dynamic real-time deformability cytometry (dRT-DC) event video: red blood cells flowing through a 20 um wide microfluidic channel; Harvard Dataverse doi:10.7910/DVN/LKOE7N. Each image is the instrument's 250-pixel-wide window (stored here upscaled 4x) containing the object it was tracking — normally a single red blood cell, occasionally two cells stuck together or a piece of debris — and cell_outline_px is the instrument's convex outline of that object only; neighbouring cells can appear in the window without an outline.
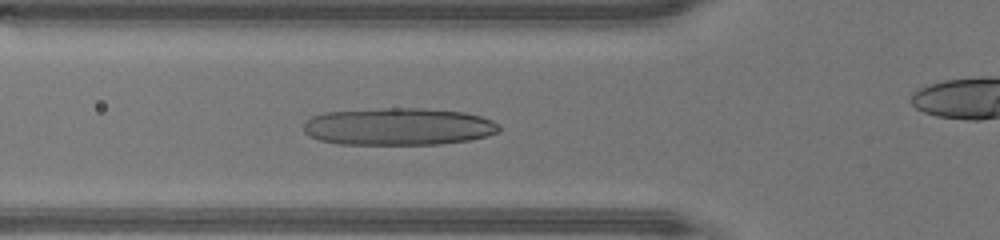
{"species": "human", "species_latin": "Homo sapiens", "temperature_condition": "warm", "stored_images_in_passage": 38, "camera_frame_rate_fps": 3000, "um_per_image_px": 0.085, "donor": {"sex": "male"}, "frame": {"image": 1, "passage_image": 16, "time_ms": 5.0, "image_size_px": [1000, 240], "cell_outline_px": [[500, 128], [496, 132], [488, 136], [472, 140], [440, 144], [340, 144], [320, 140], [308, 136], [304, 132], [304, 124], [312, 116], [324, 112], [380, 108], [424, 108], [464, 112], [480, 116], [492, 120], [500, 124]], "centroid_in_image_um": [33.88, 10.76], "position_along_channel_um": 91.9, "area_um2": 42.77}}
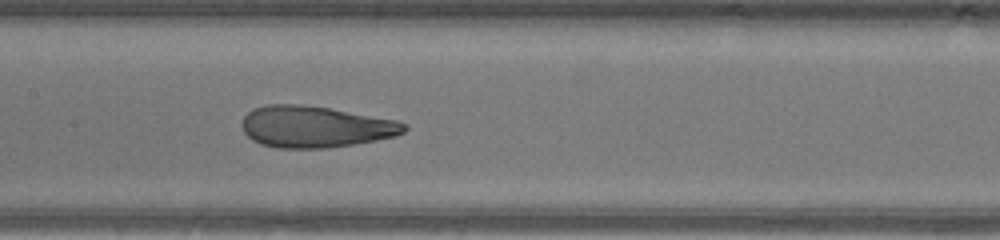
{"frame": {"image": 2, "passage_image": 22, "time_ms": 7.0, "image_size_px": [1000, 240], "cell_outline_px": [[408, 128], [404, 132], [396, 136], [376, 140], [352, 144], [324, 148], [276, 148], [260, 144], [252, 140], [244, 132], [240, 124], [244, 116], [252, 108], [268, 104], [300, 104], [328, 108], [396, 120], [408, 124]], "centroid_in_image_um": [26.76, 10.77], "position_along_channel_um": 180.6, "area_um2": 39.3}}
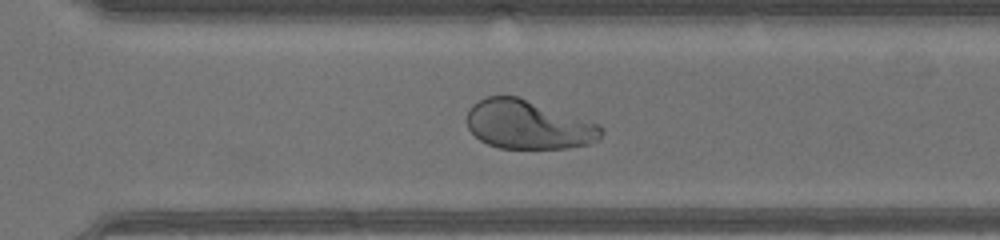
{"frame": {"image": 3, "passage_image": 32, "time_ms": 10.333, "image_size_px": [1000, 240], "cell_outline_px": [[604, 132], [600, 140], [588, 144], [568, 148], [500, 148], [488, 144], [480, 140], [468, 128], [468, 108], [472, 104], [484, 96], [516, 96], [600, 124], [604, 128]], "centroid_in_image_um": [44.92, 10.6], "position_along_channel_um": 325.7, "area_um2": 38.21}}